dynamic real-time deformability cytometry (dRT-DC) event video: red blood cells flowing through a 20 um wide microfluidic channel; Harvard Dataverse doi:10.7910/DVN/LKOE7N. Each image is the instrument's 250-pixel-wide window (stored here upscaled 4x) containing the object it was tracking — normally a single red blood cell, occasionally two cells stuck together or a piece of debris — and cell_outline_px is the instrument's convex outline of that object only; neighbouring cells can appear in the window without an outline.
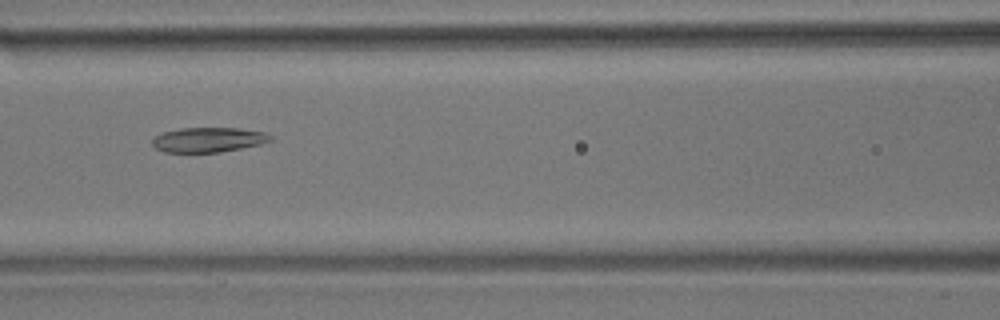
{"species": "common noctule bat (a hibernating species)", "species_latin": "Nyctalus noctula", "temperature_condition": "room temperature", "stored_images_in_passage": 56, "camera_frame_rate_fps": 3000, "um_per_image_px": 0.085, "animal": {"sex": "male", "body_mass_g": 17.9}, "frame": {"image": 1, "passage_image": 25, "time_ms": 8.0, "image_size_px": [1000, 320], "cell_outline_px": [[272, 140], [260, 144], [220, 152], [164, 152], [156, 148], [152, 144], [152, 136], [160, 132], [180, 128], [236, 128], [264, 132], [272, 136]], "centroid_in_image_um": [17.65, 11.87], "position_along_channel_um": 149.0, "area_um2": 17.11}}
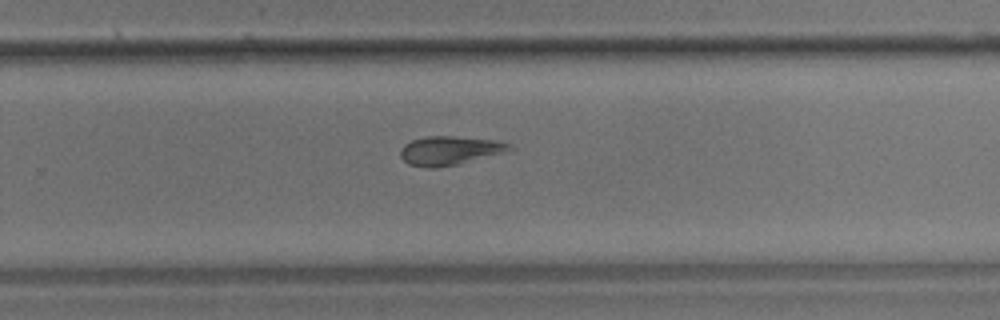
{"frame": {"image": 2, "passage_image": 37, "time_ms": 12.0, "image_size_px": [1000, 320], "cell_outline_px": [[516, 148], [508, 152], [456, 164], [432, 168], [428, 168], [408, 164], [400, 156], [400, 148], [404, 144], [412, 140], [424, 136], [452, 136], [492, 140], [512, 144]], "centroid_in_image_um": [38.23, 12.79], "position_along_channel_um": 291.6, "area_um2": 18.38}}
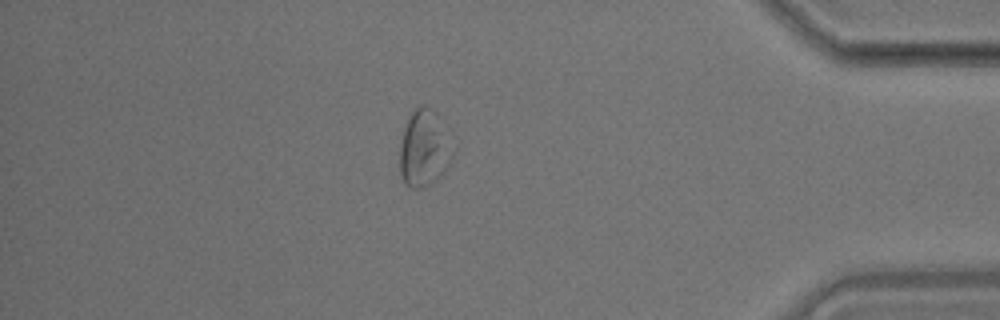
{"frame": {"image": 3, "passage_image": 49, "time_ms": 16.0, "image_size_px": [1000, 320], "cell_outline_px": [[452, 156], [444, 172], [432, 184], [420, 188], [412, 188], [404, 184], [400, 176], [400, 144], [404, 128], [408, 116], [420, 104], [424, 104], [432, 108], [436, 112]], "centroid_in_image_um": [35.97, 12.64], "position_along_channel_um": 399.2, "area_um2": 23.06}, "authors_computed_cell_mechanics": {"area_um2": 22.9466, "velocity_mm_per_s": 3.5741, "shape_relaxation_time_tau1_ms": null, "shape_relaxation_time_tau2_ms": 2.6676, "deformation_change_tau1": null, "deformation_change_tau2": 0.0957}}